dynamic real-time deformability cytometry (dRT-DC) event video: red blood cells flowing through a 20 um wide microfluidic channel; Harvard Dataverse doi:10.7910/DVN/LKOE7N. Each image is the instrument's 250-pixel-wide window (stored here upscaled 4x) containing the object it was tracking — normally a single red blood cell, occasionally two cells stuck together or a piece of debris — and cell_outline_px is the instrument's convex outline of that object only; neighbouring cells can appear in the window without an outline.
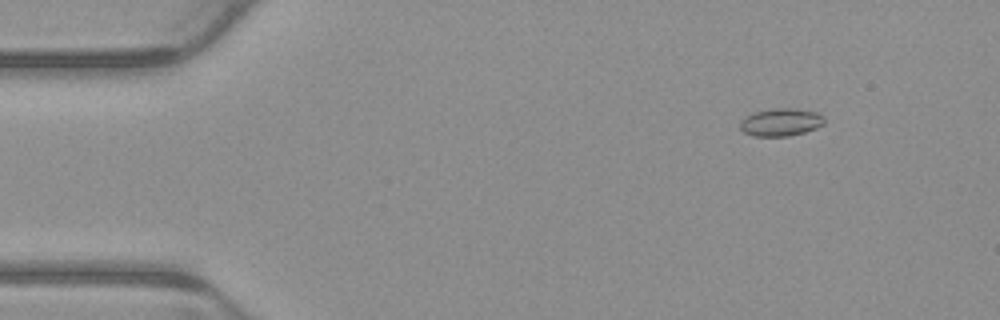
{"species": "common noctule bat (a hibernating species)", "species_latin": "Nyctalus noctula", "temperature_condition": "warm", "stored_images_in_passage": 5, "camera_frame_rate_fps": 3000, "um_per_image_px": 0.085, "animal": {"sex": "male", "body_mass_g": 23.1, "forearm_length_mm": 52.7}, "frame": {"image": 1, "passage_image": 2, "time_ms": 0.333, "image_size_px": [1000, 320], "cell_outline_px": [[824, 124], [816, 128], [804, 132], [788, 136], [752, 136], [744, 132], [740, 128], [740, 120], [744, 116], [752, 112], [772, 108], [796, 108], [816, 112], [824, 116]], "centroid_in_image_um": [66.34, 10.37], "position_along_channel_um": 18.7, "area_um2": 13.81}}
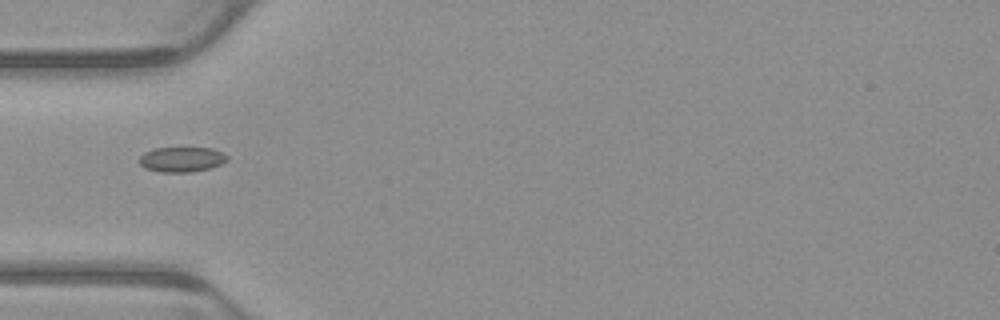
{"frame": {"image": 2, "passage_image": 5, "time_ms": 1.333, "image_size_px": [1000, 320], "cell_outline_px": [[228, 160], [212, 168], [192, 172], [160, 172], [144, 168], [140, 164], [140, 156], [144, 152], [156, 148], [212, 148], [228, 156]], "centroid_in_image_um": [15.44, 13.56], "position_along_channel_um": 69.6, "area_um2": 12.83}}